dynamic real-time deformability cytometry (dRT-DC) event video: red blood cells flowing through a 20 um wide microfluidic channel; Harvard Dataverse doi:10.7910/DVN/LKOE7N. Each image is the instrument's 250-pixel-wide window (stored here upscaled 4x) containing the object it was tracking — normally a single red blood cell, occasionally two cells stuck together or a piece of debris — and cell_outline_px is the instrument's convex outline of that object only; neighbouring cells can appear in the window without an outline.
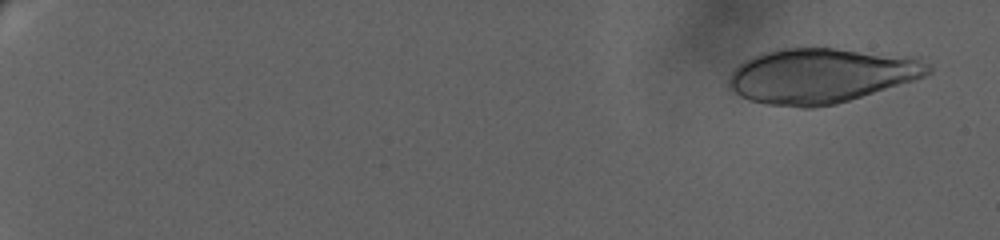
{"species": "human", "species_latin": "Homo sapiens", "temperature_condition": "warm", "stored_images_in_passage": 28, "camera_frame_rate_fps": 3000, "um_per_image_px": 0.085, "donor": {"sex": "female"}, "frame": {"image": 1, "passage_image": 3, "time_ms": 1.0, "image_size_px": [1000, 240], "cell_outline_px": [[932, 72], [924, 76], [912, 80], [836, 104], [812, 108], [800, 108], [768, 104], [748, 100], [740, 96], [728, 84], [728, 80], [732, 72], [744, 60], [760, 52], [776, 48], [836, 48], [920, 56], [932, 68]], "centroid_in_image_um": [69.81, 6.41], "position_along_channel_um": 15.2, "area_um2": 64.1}}
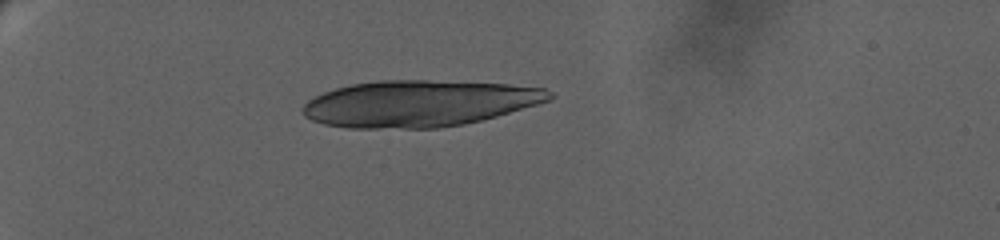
{"frame": {"image": 2, "passage_image": 20, "time_ms": 7.333, "image_size_px": [1000, 240], "cell_outline_px": [[556, 96], [548, 100], [536, 104], [496, 116], [464, 124], [440, 128], [348, 128], [324, 124], [312, 120], [304, 116], [300, 108], [308, 100], [324, 92], [336, 88], [352, 84], [380, 80], [428, 80], [508, 84], [544, 88], [552, 92]], "centroid_in_image_um": [35.59, 8.79], "position_along_channel_um": 49.4, "area_um2": 66.59}}